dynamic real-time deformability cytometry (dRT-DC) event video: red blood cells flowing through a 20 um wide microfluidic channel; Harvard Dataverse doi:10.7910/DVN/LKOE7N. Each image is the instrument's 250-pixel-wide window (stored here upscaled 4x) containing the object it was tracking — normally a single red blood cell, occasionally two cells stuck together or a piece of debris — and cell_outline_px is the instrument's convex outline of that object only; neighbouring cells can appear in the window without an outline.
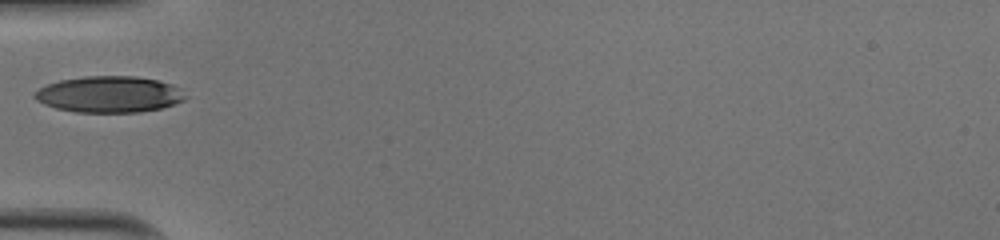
{"species": "human", "species_latin": "Homo sapiens", "temperature_condition": "cold", "stored_images_in_passage": 25, "camera_frame_rate_fps": 3000, "um_per_image_px": 0.085, "donor": {"sex": "male"}, "frame": {"image": 1, "passage_image": 1, "time_ms": 0.0, "image_size_px": [1000, 240], "cell_outline_px": [[188, 96], [184, 100], [176, 104], [160, 108], [140, 112], [76, 112], [56, 108], [44, 104], [36, 100], [32, 96], [40, 88], [48, 84], [60, 80], [84, 76], [136, 76], [156, 80], [172, 84], [184, 88]], "centroid_in_image_um": [9.35, 8.02], "position_along_channel_um": 75.7, "area_um2": 32.14}}
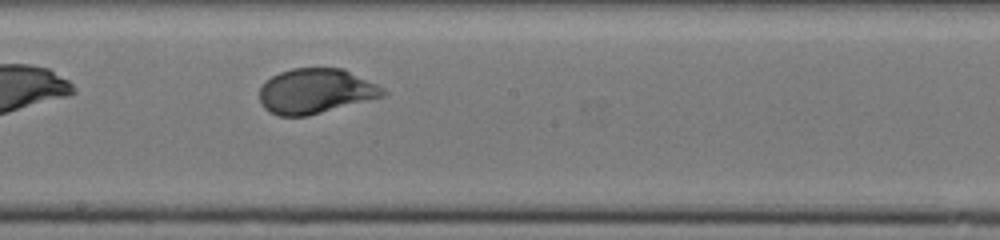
{"frame": {"image": 2, "passage_image": 12, "time_ms": 3.667, "image_size_px": [1000, 240], "cell_outline_px": [[388, 92], [384, 96], [308, 116], [276, 116], [268, 112], [260, 104], [260, 88], [272, 76], [280, 72], [292, 68], [344, 68], [384, 88]], "centroid_in_image_um": [26.82, 7.75], "position_along_channel_um": 221.4, "area_um2": 32.43}}
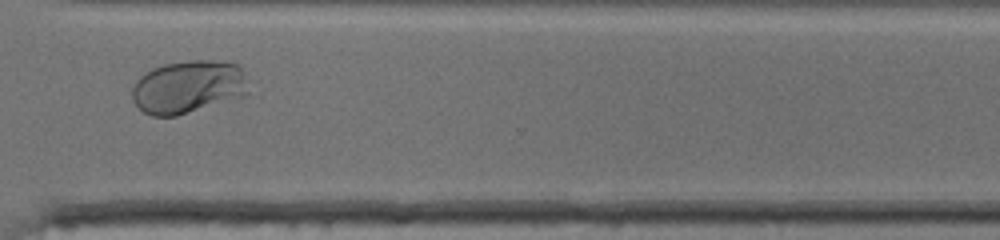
{"frame": {"image": 3, "passage_image": 22, "time_ms": 7.0, "image_size_px": [1000, 240], "cell_outline_px": [[252, 96], [176, 116], [152, 116], [144, 112], [132, 100], [132, 88], [136, 80], [140, 76], [152, 68], [164, 64], [188, 60], [212, 60], [236, 64], [240, 68], [244, 76]], "centroid_in_image_um": [16.05, 7.41], "position_along_channel_um": 354.6, "area_um2": 36.59}}